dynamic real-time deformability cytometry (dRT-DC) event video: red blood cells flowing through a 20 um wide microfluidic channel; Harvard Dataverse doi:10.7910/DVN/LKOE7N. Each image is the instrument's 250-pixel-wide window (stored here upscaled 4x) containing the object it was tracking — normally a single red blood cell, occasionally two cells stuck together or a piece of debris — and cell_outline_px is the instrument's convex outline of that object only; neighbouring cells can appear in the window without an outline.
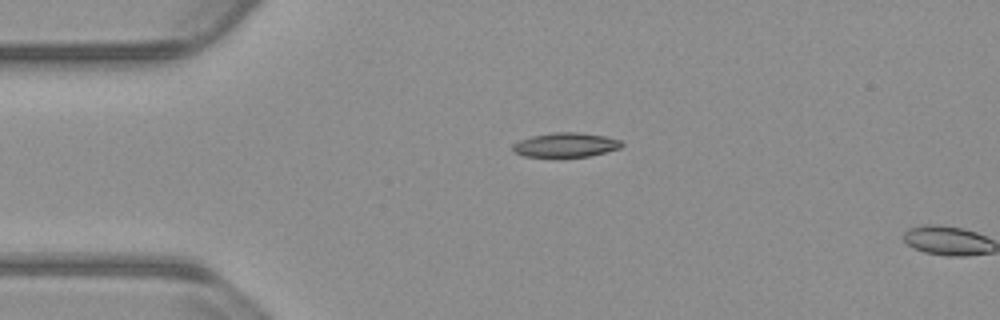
{"species": "common noctule bat (a hibernating species)", "species_latin": "Nyctalus noctula", "temperature_condition": "warm", "stored_images_in_passage": 2, "camera_frame_rate_fps": 3000, "um_per_image_px": 0.085, "animal": {"sex": "male", "body_mass_g": 23.1, "forearm_length_mm": 52.7}, "frame": {"image": 1, "passage_image": 1, "time_ms": 0.0, "image_size_px": [1000, 320], "cell_outline_px": [[624, 144], [620, 148], [588, 156], [556, 160], [524, 156], [512, 152], [512, 144], [520, 140], [532, 136], [556, 132], [576, 132], [604, 136], [620, 140]], "centroid_in_image_um": [48.01, 12.37], "position_along_channel_um": 37.0, "area_um2": 16.13}}